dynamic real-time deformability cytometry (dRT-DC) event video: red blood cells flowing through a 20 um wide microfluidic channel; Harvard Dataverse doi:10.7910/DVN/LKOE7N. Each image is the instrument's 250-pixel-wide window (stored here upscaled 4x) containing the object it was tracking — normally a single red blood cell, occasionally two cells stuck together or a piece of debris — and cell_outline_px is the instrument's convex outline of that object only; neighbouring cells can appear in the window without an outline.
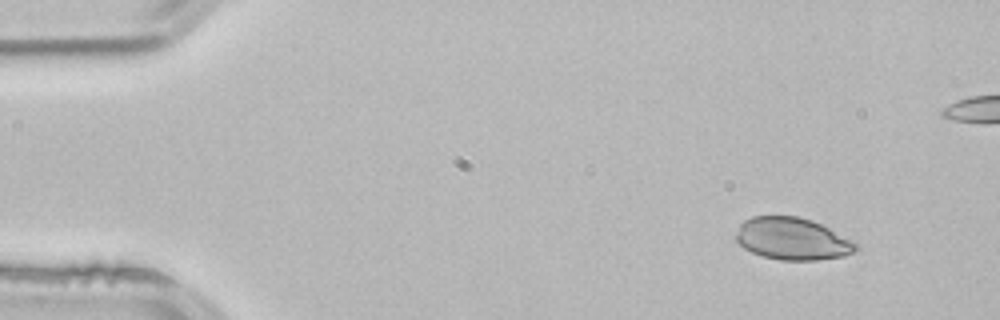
{"species": "common noctule bat (a hibernating species)", "species_latin": "Nyctalus noctula", "temperature_condition": "room temperature", "stored_images_in_passage": 4, "camera_frame_rate_fps": 3000, "um_per_image_px": 0.085, "animal": {"sex": "male", "body_mass_g": 21.5, "forearm_length_mm": 52.0}, "frame": {"image": 1, "passage_image": 4, "time_ms": 1.0, "image_size_px": [1000, 320], "cell_outline_px": [[860, 248], [844, 256], [816, 260], [780, 260], [764, 256], [752, 252], [744, 248], [736, 240], [736, 232], [740, 224], [744, 220], [752, 216], [796, 216], [812, 220], [856, 240]], "centroid_in_image_um": [67.39, 20.29], "position_along_channel_um": 17.6, "area_um2": 29.71}}